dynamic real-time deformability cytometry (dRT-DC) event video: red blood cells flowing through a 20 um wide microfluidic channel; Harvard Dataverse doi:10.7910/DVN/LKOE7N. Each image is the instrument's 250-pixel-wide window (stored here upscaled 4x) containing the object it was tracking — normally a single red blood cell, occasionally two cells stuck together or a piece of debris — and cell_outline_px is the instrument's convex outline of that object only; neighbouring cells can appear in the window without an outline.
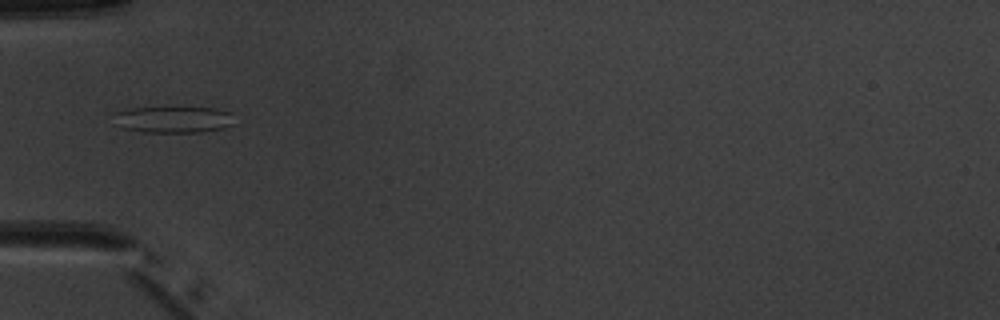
{"species": "common noctule bat (a hibernating species)", "species_latin": "Nyctalus noctula", "temperature_condition": "warm", "stored_images_in_passage": 6, "camera_frame_rate_fps": 3000, "um_per_image_px": 0.085, "animal": {"sex": "male", "body_mass_g": 20.1, "forearm_length_mm": 53.5}, "frame": {"image": 1, "passage_image": 5, "time_ms": 4.667, "image_size_px": [1000, 320], "cell_outline_px": [[232, 124], [224, 128], [200, 132], [144, 132], [124, 128], [116, 112], [128, 108], [216, 108], [232, 112]], "centroid_in_image_um": [14.86, 10.16], "position_along_channel_um": 70.1, "area_um2": 18.03}}
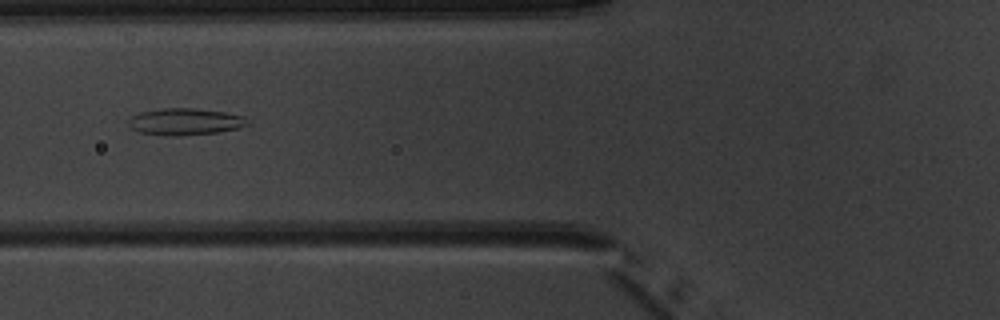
{"frame": {"image": 2, "passage_image": 6, "time_ms": 5.667, "image_size_px": [1000, 320], "cell_outline_px": [[248, 124], [240, 128], [216, 132], [176, 136], [164, 136], [140, 132], [132, 128], [128, 124], [128, 120], [132, 116], [140, 112], [160, 108], [192, 108], [224, 112], [244, 116]], "centroid_in_image_um": [15.7, 10.34], "position_along_channel_um": 110.1, "area_um2": 18.5}}